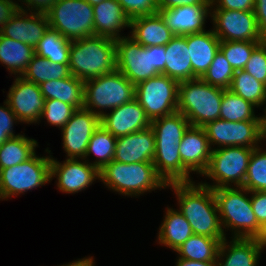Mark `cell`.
<instances>
[{"mask_svg": "<svg viewBox=\"0 0 266 266\" xmlns=\"http://www.w3.org/2000/svg\"><path fill=\"white\" fill-rule=\"evenodd\" d=\"M219 219L224 235L227 228L232 231L231 238H257L262 227L253 212L250 191L243 187H220L213 189ZM249 197V198H248Z\"/></svg>", "mask_w": 266, "mask_h": 266, "instance_id": "obj_3", "label": "cell"}, {"mask_svg": "<svg viewBox=\"0 0 266 266\" xmlns=\"http://www.w3.org/2000/svg\"><path fill=\"white\" fill-rule=\"evenodd\" d=\"M95 262H94V259L93 257H85L83 259H78V260H75L71 263H68V264H63L61 266H94Z\"/></svg>", "mask_w": 266, "mask_h": 266, "instance_id": "obj_53", "label": "cell"}, {"mask_svg": "<svg viewBox=\"0 0 266 266\" xmlns=\"http://www.w3.org/2000/svg\"><path fill=\"white\" fill-rule=\"evenodd\" d=\"M179 82L160 74L135 85V99L152 122L177 112Z\"/></svg>", "mask_w": 266, "mask_h": 266, "instance_id": "obj_11", "label": "cell"}, {"mask_svg": "<svg viewBox=\"0 0 266 266\" xmlns=\"http://www.w3.org/2000/svg\"><path fill=\"white\" fill-rule=\"evenodd\" d=\"M90 5L94 6L101 3L103 0H86Z\"/></svg>", "mask_w": 266, "mask_h": 266, "instance_id": "obj_56", "label": "cell"}, {"mask_svg": "<svg viewBox=\"0 0 266 266\" xmlns=\"http://www.w3.org/2000/svg\"><path fill=\"white\" fill-rule=\"evenodd\" d=\"M235 70L229 64L223 52L219 49L211 65L201 77L204 82L219 87L229 89Z\"/></svg>", "mask_w": 266, "mask_h": 266, "instance_id": "obj_40", "label": "cell"}, {"mask_svg": "<svg viewBox=\"0 0 266 266\" xmlns=\"http://www.w3.org/2000/svg\"><path fill=\"white\" fill-rule=\"evenodd\" d=\"M51 155L36 153L20 164L0 170V200L20 195L50 182Z\"/></svg>", "mask_w": 266, "mask_h": 266, "instance_id": "obj_10", "label": "cell"}, {"mask_svg": "<svg viewBox=\"0 0 266 266\" xmlns=\"http://www.w3.org/2000/svg\"><path fill=\"white\" fill-rule=\"evenodd\" d=\"M253 149L240 146L213 148L207 169L202 175L214 182L212 185L207 182L201 184L212 189L231 187V183L234 187H243Z\"/></svg>", "mask_w": 266, "mask_h": 266, "instance_id": "obj_8", "label": "cell"}, {"mask_svg": "<svg viewBox=\"0 0 266 266\" xmlns=\"http://www.w3.org/2000/svg\"><path fill=\"white\" fill-rule=\"evenodd\" d=\"M77 109L70 104L64 103L56 99L45 100L41 119H46L48 124L59 127L60 129L69 121L72 114Z\"/></svg>", "mask_w": 266, "mask_h": 266, "instance_id": "obj_42", "label": "cell"}, {"mask_svg": "<svg viewBox=\"0 0 266 266\" xmlns=\"http://www.w3.org/2000/svg\"><path fill=\"white\" fill-rule=\"evenodd\" d=\"M116 139V137L100 125L94 131L88 143L84 159L93 153L96 160L91 164L101 170L114 158Z\"/></svg>", "mask_w": 266, "mask_h": 266, "instance_id": "obj_37", "label": "cell"}, {"mask_svg": "<svg viewBox=\"0 0 266 266\" xmlns=\"http://www.w3.org/2000/svg\"><path fill=\"white\" fill-rule=\"evenodd\" d=\"M100 125L97 115L85 108L77 109L61 128L62 144L67 158L84 159L88 143Z\"/></svg>", "mask_w": 266, "mask_h": 266, "instance_id": "obj_15", "label": "cell"}, {"mask_svg": "<svg viewBox=\"0 0 266 266\" xmlns=\"http://www.w3.org/2000/svg\"><path fill=\"white\" fill-rule=\"evenodd\" d=\"M93 13L94 35L117 40L123 37L119 32L130 27V19L117 0H103L93 6Z\"/></svg>", "mask_w": 266, "mask_h": 266, "instance_id": "obj_24", "label": "cell"}, {"mask_svg": "<svg viewBox=\"0 0 266 266\" xmlns=\"http://www.w3.org/2000/svg\"><path fill=\"white\" fill-rule=\"evenodd\" d=\"M254 13L260 35L266 38V0H255Z\"/></svg>", "mask_w": 266, "mask_h": 266, "instance_id": "obj_50", "label": "cell"}, {"mask_svg": "<svg viewBox=\"0 0 266 266\" xmlns=\"http://www.w3.org/2000/svg\"><path fill=\"white\" fill-rule=\"evenodd\" d=\"M260 43L253 41H220V50L235 71L243 70L253 50Z\"/></svg>", "mask_w": 266, "mask_h": 266, "instance_id": "obj_41", "label": "cell"}, {"mask_svg": "<svg viewBox=\"0 0 266 266\" xmlns=\"http://www.w3.org/2000/svg\"><path fill=\"white\" fill-rule=\"evenodd\" d=\"M116 41V69L134 85L164 75L165 46L143 47L129 35Z\"/></svg>", "mask_w": 266, "mask_h": 266, "instance_id": "obj_4", "label": "cell"}, {"mask_svg": "<svg viewBox=\"0 0 266 266\" xmlns=\"http://www.w3.org/2000/svg\"><path fill=\"white\" fill-rule=\"evenodd\" d=\"M176 266H217V261H193L183 258H178Z\"/></svg>", "mask_w": 266, "mask_h": 266, "instance_id": "obj_52", "label": "cell"}, {"mask_svg": "<svg viewBox=\"0 0 266 266\" xmlns=\"http://www.w3.org/2000/svg\"><path fill=\"white\" fill-rule=\"evenodd\" d=\"M225 238H212L193 234L176 250L178 258L193 261H217L221 241Z\"/></svg>", "mask_w": 266, "mask_h": 266, "instance_id": "obj_32", "label": "cell"}, {"mask_svg": "<svg viewBox=\"0 0 266 266\" xmlns=\"http://www.w3.org/2000/svg\"><path fill=\"white\" fill-rule=\"evenodd\" d=\"M69 71L84 82L116 70V41L93 35L71 41Z\"/></svg>", "mask_w": 266, "mask_h": 266, "instance_id": "obj_2", "label": "cell"}, {"mask_svg": "<svg viewBox=\"0 0 266 266\" xmlns=\"http://www.w3.org/2000/svg\"><path fill=\"white\" fill-rule=\"evenodd\" d=\"M14 80L6 102L21 123H39L45 105L40 86L22 76H15Z\"/></svg>", "mask_w": 266, "mask_h": 266, "instance_id": "obj_16", "label": "cell"}, {"mask_svg": "<svg viewBox=\"0 0 266 266\" xmlns=\"http://www.w3.org/2000/svg\"><path fill=\"white\" fill-rule=\"evenodd\" d=\"M229 243L221 241L217 266H257L264 248L256 238H233Z\"/></svg>", "mask_w": 266, "mask_h": 266, "instance_id": "obj_22", "label": "cell"}, {"mask_svg": "<svg viewBox=\"0 0 266 266\" xmlns=\"http://www.w3.org/2000/svg\"><path fill=\"white\" fill-rule=\"evenodd\" d=\"M166 26L175 35L201 33L205 30V21L211 14V5L180 6L158 11Z\"/></svg>", "mask_w": 266, "mask_h": 266, "instance_id": "obj_21", "label": "cell"}, {"mask_svg": "<svg viewBox=\"0 0 266 266\" xmlns=\"http://www.w3.org/2000/svg\"><path fill=\"white\" fill-rule=\"evenodd\" d=\"M153 164L166 184L193 182L190 172L181 162L179 145H155Z\"/></svg>", "mask_w": 266, "mask_h": 266, "instance_id": "obj_26", "label": "cell"}, {"mask_svg": "<svg viewBox=\"0 0 266 266\" xmlns=\"http://www.w3.org/2000/svg\"><path fill=\"white\" fill-rule=\"evenodd\" d=\"M100 123L116 138L144 130L151 125L145 110L135 98L114 108L110 113H105L100 118Z\"/></svg>", "mask_w": 266, "mask_h": 266, "instance_id": "obj_17", "label": "cell"}, {"mask_svg": "<svg viewBox=\"0 0 266 266\" xmlns=\"http://www.w3.org/2000/svg\"><path fill=\"white\" fill-rule=\"evenodd\" d=\"M100 180L110 190L127 196H140L167 184L158 175L153 162L120 163L112 160L100 170Z\"/></svg>", "mask_w": 266, "mask_h": 266, "instance_id": "obj_5", "label": "cell"}, {"mask_svg": "<svg viewBox=\"0 0 266 266\" xmlns=\"http://www.w3.org/2000/svg\"><path fill=\"white\" fill-rule=\"evenodd\" d=\"M165 214L163 223L159 227L158 242L176 251L194 233L179 210L167 207Z\"/></svg>", "mask_w": 266, "mask_h": 266, "instance_id": "obj_29", "label": "cell"}, {"mask_svg": "<svg viewBox=\"0 0 266 266\" xmlns=\"http://www.w3.org/2000/svg\"><path fill=\"white\" fill-rule=\"evenodd\" d=\"M224 89L212 86L201 78L179 83L177 111L191 126L203 127L220 119V105Z\"/></svg>", "mask_w": 266, "mask_h": 266, "instance_id": "obj_6", "label": "cell"}, {"mask_svg": "<svg viewBox=\"0 0 266 266\" xmlns=\"http://www.w3.org/2000/svg\"><path fill=\"white\" fill-rule=\"evenodd\" d=\"M165 69L164 75L183 82L193 79V71L189 49L187 46V35H175L172 40L165 45Z\"/></svg>", "mask_w": 266, "mask_h": 266, "instance_id": "obj_27", "label": "cell"}, {"mask_svg": "<svg viewBox=\"0 0 266 266\" xmlns=\"http://www.w3.org/2000/svg\"><path fill=\"white\" fill-rule=\"evenodd\" d=\"M211 149L222 147L257 148L260 142L259 121H227L217 119L203 126Z\"/></svg>", "mask_w": 266, "mask_h": 266, "instance_id": "obj_13", "label": "cell"}, {"mask_svg": "<svg viewBox=\"0 0 266 266\" xmlns=\"http://www.w3.org/2000/svg\"><path fill=\"white\" fill-rule=\"evenodd\" d=\"M129 28L130 37L143 47L165 46L175 36L159 12L131 19Z\"/></svg>", "mask_w": 266, "mask_h": 266, "instance_id": "obj_23", "label": "cell"}, {"mask_svg": "<svg viewBox=\"0 0 266 266\" xmlns=\"http://www.w3.org/2000/svg\"><path fill=\"white\" fill-rule=\"evenodd\" d=\"M22 1V2H20ZM57 0H19V2L22 4L20 5V9L27 10L29 12H34V13H44L46 14L52 5L56 2ZM23 4H27V7L23 8ZM26 8V9H25ZM28 8V9H27ZM31 8V9H30Z\"/></svg>", "mask_w": 266, "mask_h": 266, "instance_id": "obj_49", "label": "cell"}, {"mask_svg": "<svg viewBox=\"0 0 266 266\" xmlns=\"http://www.w3.org/2000/svg\"><path fill=\"white\" fill-rule=\"evenodd\" d=\"M4 105L0 106V146H2L6 140L20 135H15L13 133V124L17 122L19 123L20 121L16 114L11 110L6 100L4 101Z\"/></svg>", "mask_w": 266, "mask_h": 266, "instance_id": "obj_45", "label": "cell"}, {"mask_svg": "<svg viewBox=\"0 0 266 266\" xmlns=\"http://www.w3.org/2000/svg\"><path fill=\"white\" fill-rule=\"evenodd\" d=\"M193 79L201 78L220 49V39L213 30L187 35Z\"/></svg>", "mask_w": 266, "mask_h": 266, "instance_id": "obj_25", "label": "cell"}, {"mask_svg": "<svg viewBox=\"0 0 266 266\" xmlns=\"http://www.w3.org/2000/svg\"><path fill=\"white\" fill-rule=\"evenodd\" d=\"M257 241L265 249L266 247V224L262 227L260 234L257 236Z\"/></svg>", "mask_w": 266, "mask_h": 266, "instance_id": "obj_55", "label": "cell"}, {"mask_svg": "<svg viewBox=\"0 0 266 266\" xmlns=\"http://www.w3.org/2000/svg\"><path fill=\"white\" fill-rule=\"evenodd\" d=\"M189 5H211L210 0H157L159 10Z\"/></svg>", "mask_w": 266, "mask_h": 266, "instance_id": "obj_51", "label": "cell"}, {"mask_svg": "<svg viewBox=\"0 0 266 266\" xmlns=\"http://www.w3.org/2000/svg\"><path fill=\"white\" fill-rule=\"evenodd\" d=\"M210 15L220 41H264L254 11L211 9Z\"/></svg>", "mask_w": 266, "mask_h": 266, "instance_id": "obj_12", "label": "cell"}, {"mask_svg": "<svg viewBox=\"0 0 266 266\" xmlns=\"http://www.w3.org/2000/svg\"><path fill=\"white\" fill-rule=\"evenodd\" d=\"M134 98L135 85L117 69L84 82V108L99 118L106 113L104 109L111 111Z\"/></svg>", "mask_w": 266, "mask_h": 266, "instance_id": "obj_7", "label": "cell"}, {"mask_svg": "<svg viewBox=\"0 0 266 266\" xmlns=\"http://www.w3.org/2000/svg\"><path fill=\"white\" fill-rule=\"evenodd\" d=\"M176 193L179 212L197 235L226 238L223 233L216 199L211 187L195 182L167 184Z\"/></svg>", "mask_w": 266, "mask_h": 266, "instance_id": "obj_1", "label": "cell"}, {"mask_svg": "<svg viewBox=\"0 0 266 266\" xmlns=\"http://www.w3.org/2000/svg\"><path fill=\"white\" fill-rule=\"evenodd\" d=\"M265 115L259 117L260 143L266 139V106L264 107Z\"/></svg>", "mask_w": 266, "mask_h": 266, "instance_id": "obj_54", "label": "cell"}, {"mask_svg": "<svg viewBox=\"0 0 266 266\" xmlns=\"http://www.w3.org/2000/svg\"><path fill=\"white\" fill-rule=\"evenodd\" d=\"M256 80L266 85V42H261L252 52L244 69Z\"/></svg>", "mask_w": 266, "mask_h": 266, "instance_id": "obj_43", "label": "cell"}, {"mask_svg": "<svg viewBox=\"0 0 266 266\" xmlns=\"http://www.w3.org/2000/svg\"><path fill=\"white\" fill-rule=\"evenodd\" d=\"M46 15L49 27L70 41L94 35L93 6L86 0H57Z\"/></svg>", "mask_w": 266, "mask_h": 266, "instance_id": "obj_9", "label": "cell"}, {"mask_svg": "<svg viewBox=\"0 0 266 266\" xmlns=\"http://www.w3.org/2000/svg\"><path fill=\"white\" fill-rule=\"evenodd\" d=\"M250 201L258 224L263 227L266 224V192H250Z\"/></svg>", "mask_w": 266, "mask_h": 266, "instance_id": "obj_46", "label": "cell"}, {"mask_svg": "<svg viewBox=\"0 0 266 266\" xmlns=\"http://www.w3.org/2000/svg\"><path fill=\"white\" fill-rule=\"evenodd\" d=\"M126 16L131 20L136 17L158 13L157 0H117Z\"/></svg>", "mask_w": 266, "mask_h": 266, "instance_id": "obj_44", "label": "cell"}, {"mask_svg": "<svg viewBox=\"0 0 266 266\" xmlns=\"http://www.w3.org/2000/svg\"><path fill=\"white\" fill-rule=\"evenodd\" d=\"M39 86L45 100L56 99L76 109L84 108V81L72 74L63 79L49 80Z\"/></svg>", "mask_w": 266, "mask_h": 266, "instance_id": "obj_28", "label": "cell"}, {"mask_svg": "<svg viewBox=\"0 0 266 266\" xmlns=\"http://www.w3.org/2000/svg\"><path fill=\"white\" fill-rule=\"evenodd\" d=\"M20 9V4L13 0H0V29L8 23Z\"/></svg>", "mask_w": 266, "mask_h": 266, "instance_id": "obj_48", "label": "cell"}, {"mask_svg": "<svg viewBox=\"0 0 266 266\" xmlns=\"http://www.w3.org/2000/svg\"><path fill=\"white\" fill-rule=\"evenodd\" d=\"M35 54V49L23 42L15 41L0 33V63L11 74L22 76Z\"/></svg>", "mask_w": 266, "mask_h": 266, "instance_id": "obj_30", "label": "cell"}, {"mask_svg": "<svg viewBox=\"0 0 266 266\" xmlns=\"http://www.w3.org/2000/svg\"><path fill=\"white\" fill-rule=\"evenodd\" d=\"M260 147L253 149L251 153L246 178L243 183V188L250 192H266V151Z\"/></svg>", "mask_w": 266, "mask_h": 266, "instance_id": "obj_39", "label": "cell"}, {"mask_svg": "<svg viewBox=\"0 0 266 266\" xmlns=\"http://www.w3.org/2000/svg\"><path fill=\"white\" fill-rule=\"evenodd\" d=\"M70 45V40L49 27L34 49L35 54L48 59L50 62L68 64Z\"/></svg>", "mask_w": 266, "mask_h": 266, "instance_id": "obj_35", "label": "cell"}, {"mask_svg": "<svg viewBox=\"0 0 266 266\" xmlns=\"http://www.w3.org/2000/svg\"><path fill=\"white\" fill-rule=\"evenodd\" d=\"M57 178V187L66 194H74L88 188L97 179L100 170L85 159L67 158L60 163L51 156L50 180Z\"/></svg>", "mask_w": 266, "mask_h": 266, "instance_id": "obj_14", "label": "cell"}, {"mask_svg": "<svg viewBox=\"0 0 266 266\" xmlns=\"http://www.w3.org/2000/svg\"><path fill=\"white\" fill-rule=\"evenodd\" d=\"M155 135L150 127L116 139L113 160L120 163L153 162Z\"/></svg>", "mask_w": 266, "mask_h": 266, "instance_id": "obj_20", "label": "cell"}, {"mask_svg": "<svg viewBox=\"0 0 266 266\" xmlns=\"http://www.w3.org/2000/svg\"><path fill=\"white\" fill-rule=\"evenodd\" d=\"M70 75L68 64L53 63L44 57L34 54L22 77L37 85L49 80L63 79Z\"/></svg>", "mask_w": 266, "mask_h": 266, "instance_id": "obj_34", "label": "cell"}, {"mask_svg": "<svg viewBox=\"0 0 266 266\" xmlns=\"http://www.w3.org/2000/svg\"><path fill=\"white\" fill-rule=\"evenodd\" d=\"M48 29L49 20L46 14L34 12L28 14V11L19 9L0 29V33L35 48Z\"/></svg>", "mask_w": 266, "mask_h": 266, "instance_id": "obj_18", "label": "cell"}, {"mask_svg": "<svg viewBox=\"0 0 266 266\" xmlns=\"http://www.w3.org/2000/svg\"><path fill=\"white\" fill-rule=\"evenodd\" d=\"M255 105L244 100L229 89H224L220 105V119L237 122V121H259L255 116Z\"/></svg>", "mask_w": 266, "mask_h": 266, "instance_id": "obj_38", "label": "cell"}, {"mask_svg": "<svg viewBox=\"0 0 266 266\" xmlns=\"http://www.w3.org/2000/svg\"><path fill=\"white\" fill-rule=\"evenodd\" d=\"M37 146V141L25 134L6 140L0 146V170L28 160L35 154Z\"/></svg>", "mask_w": 266, "mask_h": 266, "instance_id": "obj_33", "label": "cell"}, {"mask_svg": "<svg viewBox=\"0 0 266 266\" xmlns=\"http://www.w3.org/2000/svg\"><path fill=\"white\" fill-rule=\"evenodd\" d=\"M210 2L211 9L253 11L255 6V0H210Z\"/></svg>", "mask_w": 266, "mask_h": 266, "instance_id": "obj_47", "label": "cell"}, {"mask_svg": "<svg viewBox=\"0 0 266 266\" xmlns=\"http://www.w3.org/2000/svg\"><path fill=\"white\" fill-rule=\"evenodd\" d=\"M229 90L257 108L266 104V85L245 70L235 71Z\"/></svg>", "mask_w": 266, "mask_h": 266, "instance_id": "obj_36", "label": "cell"}, {"mask_svg": "<svg viewBox=\"0 0 266 266\" xmlns=\"http://www.w3.org/2000/svg\"><path fill=\"white\" fill-rule=\"evenodd\" d=\"M212 149L203 127L189 126L179 144V155L189 172L202 175L209 164Z\"/></svg>", "mask_w": 266, "mask_h": 266, "instance_id": "obj_19", "label": "cell"}, {"mask_svg": "<svg viewBox=\"0 0 266 266\" xmlns=\"http://www.w3.org/2000/svg\"><path fill=\"white\" fill-rule=\"evenodd\" d=\"M150 126L154 131L155 145H179L190 123L177 111L153 120Z\"/></svg>", "mask_w": 266, "mask_h": 266, "instance_id": "obj_31", "label": "cell"}]
</instances>
